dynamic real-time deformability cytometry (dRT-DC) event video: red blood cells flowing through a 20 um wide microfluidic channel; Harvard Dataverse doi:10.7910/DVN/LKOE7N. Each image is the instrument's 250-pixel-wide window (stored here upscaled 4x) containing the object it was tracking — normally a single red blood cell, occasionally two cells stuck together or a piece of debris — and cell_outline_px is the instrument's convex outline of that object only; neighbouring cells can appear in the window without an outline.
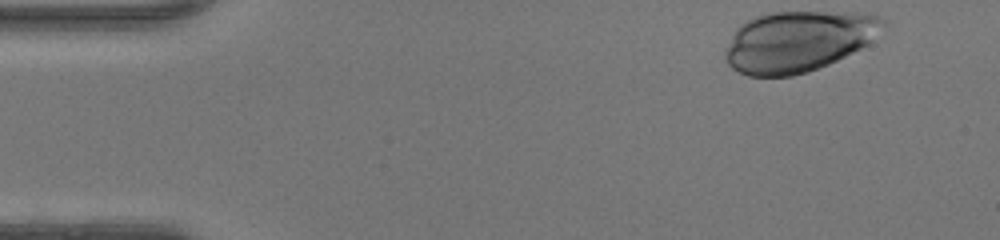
{"species": "human", "species_latin": "Homo sapiens", "temperature_condition": "warm", "stored_images_in_passage": 37, "camera_frame_rate_fps": 3000, "um_per_image_px": 0.085, "donor": {"sex": "female"}, "frame": {"image": 1, "passage_image": 1, "time_ms": 0.0, "image_size_px": [1000, 240], "cell_outline_px": [[888, 20], [868, 44], [828, 64], [808, 72], [792, 76], [748, 76], [732, 68], [728, 64], [724, 56], [724, 52], [736, 28], [740, 24], [756, 16], [768, 12], [856, 12], [880, 16]], "centroid_in_image_um": [67.83, 3.5], "position_along_channel_um": 17.2, "area_um2": 55.89}}
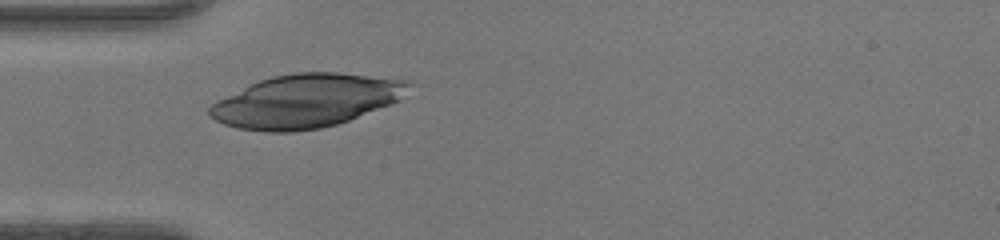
{"frame": {"image": 2, "passage_image": 11, "time_ms": 3.333, "image_size_px": [1000, 240], "cell_outline_px": [[412, 84], [400, 100], [348, 120], [336, 124], [320, 128], [292, 132], [264, 132], [240, 128], [224, 124], [216, 120], [208, 112], [208, 108], [212, 104], [260, 80], [272, 76], [296, 72], [336, 72], [412, 80]], "centroid_in_image_um": [26.06, 8.57], "position_along_channel_um": 58.9, "area_um2": 61.21}}